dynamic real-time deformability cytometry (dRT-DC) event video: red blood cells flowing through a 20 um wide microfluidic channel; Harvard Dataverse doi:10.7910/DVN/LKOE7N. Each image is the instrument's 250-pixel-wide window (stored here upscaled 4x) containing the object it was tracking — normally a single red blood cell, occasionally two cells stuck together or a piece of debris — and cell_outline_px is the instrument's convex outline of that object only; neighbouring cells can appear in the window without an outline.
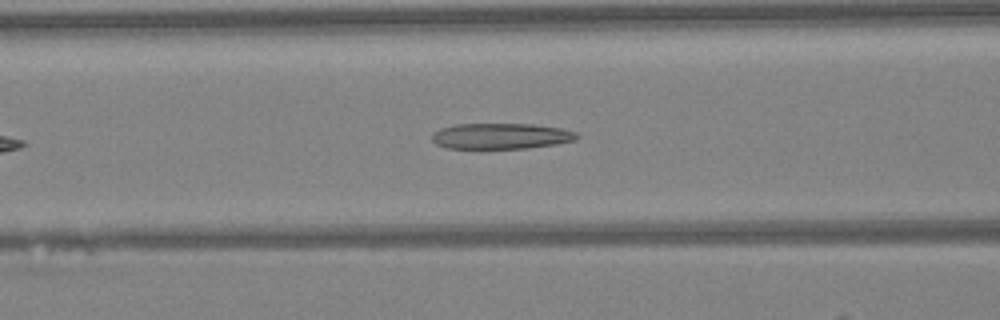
{"species": "Egyptian fruit bat (a non-hibernating species)", "species_latin": "Rousettus aegyptiacus", "temperature_condition": "warm", "stored_images_in_passage": 30, "camera_frame_rate_fps": 3000, "um_per_image_px": 0.085, "animal": {"sex": "female"}, "frame": {"image": 1, "passage_image": 10, "time_ms": 3.0, "image_size_px": [1000, 320], "cell_outline_px": [[580, 136], [576, 140], [556, 144], [528, 148], [448, 148], [436, 144], [432, 140], [432, 132], [440, 128], [456, 124], [532, 124], [560, 128], [576, 132]], "centroid_in_image_um": [42.58, 11.56], "position_along_channel_um": 124.0, "area_um2": 21.79}}
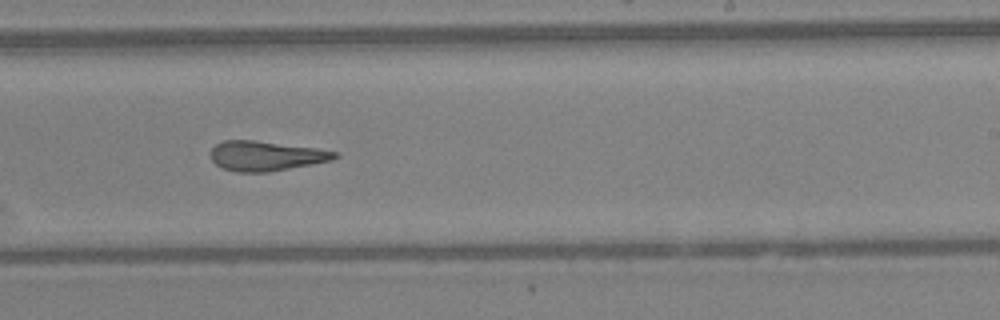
{"frame": {"image": 2, "passage_image": 20, "time_ms": 6.333, "image_size_px": [1000, 320], "cell_outline_px": [[340, 156], [332, 160], [312, 164], [268, 172], [236, 172], [224, 168], [216, 164], [212, 160], [212, 148], [216, 144], [224, 140], [252, 140], [316, 148], [336, 152]], "centroid_in_image_um": [22.61, 13.25], "position_along_channel_um": 266.4, "area_um2": 21.27}}
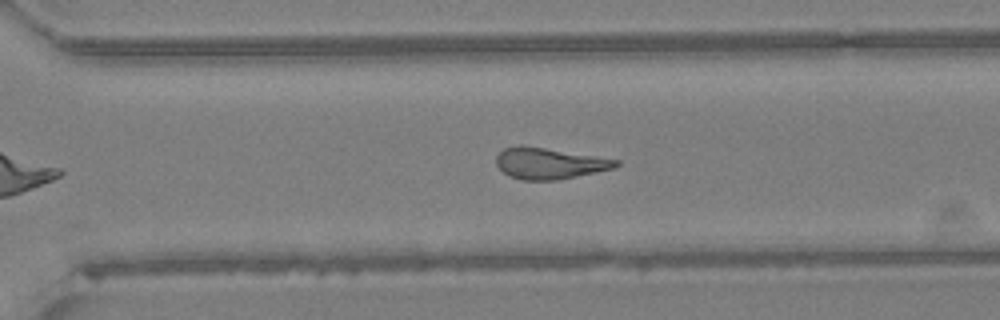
{"frame": {"image": 3, "passage_image": 24, "time_ms": 7.667, "image_size_px": [1000, 320], "cell_outline_px": [[620, 164], [612, 168], [596, 172], [556, 180], [520, 180], [508, 176], [496, 164], [496, 156], [504, 148], [520, 144], [596, 156], [620, 160]], "centroid_in_image_um": [46.65, 13.88], "position_along_channel_um": 323.9, "area_um2": 21.68}, "authors_computed_cell_mechanics": {"area_um2": 21.7328, "velocity_mm_per_s": 4.293, "shape_relaxation_time_tau1_ms": null, "shape_relaxation_time_tau2_ms": 2.7271, "deformation_change_tau1": null, "deformation_change_tau2": 0.1499}}